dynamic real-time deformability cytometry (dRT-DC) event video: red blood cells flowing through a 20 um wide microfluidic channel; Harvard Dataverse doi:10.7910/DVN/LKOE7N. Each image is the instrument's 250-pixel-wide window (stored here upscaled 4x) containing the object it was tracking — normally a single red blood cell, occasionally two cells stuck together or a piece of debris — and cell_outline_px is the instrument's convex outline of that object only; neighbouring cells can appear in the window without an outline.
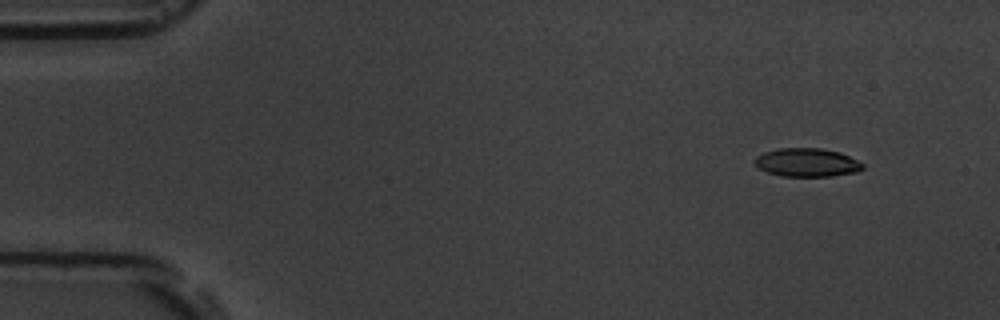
{"species": "common noctule bat (a hibernating species)", "species_latin": "Nyctalus noctula", "temperature_condition": "room temperature", "stored_images_in_passage": 5, "camera_frame_rate_fps": 3000, "um_per_image_px": 0.085, "animal": {"sex": "male", "body_mass_g": 19.5, "forearm_length_mm": 54.6}, "frame": {"image": 1, "passage_image": 1, "time_ms": 0.0, "image_size_px": [1000, 320], "cell_outline_px": [[864, 168], [856, 172], [832, 176], [780, 176], [768, 172], [752, 164], [752, 160], [756, 156], [764, 152], [780, 148], [820, 148], [840, 152], [864, 164]], "centroid_in_image_um": [68.55, 13.81], "position_along_channel_um": 16.4, "area_um2": 17.98}}
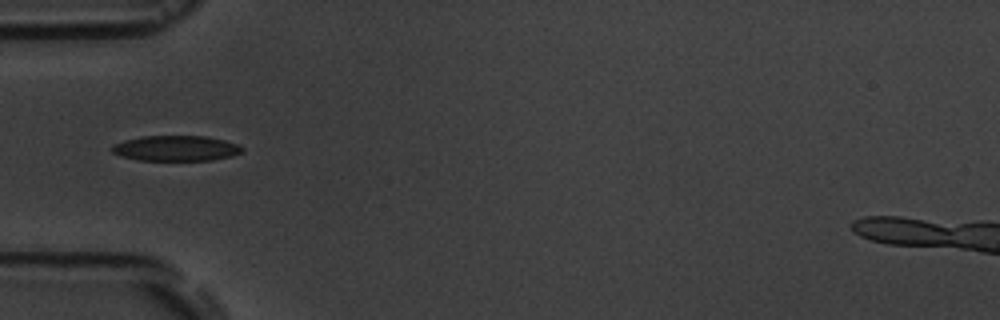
{"frame": {"image": 2, "passage_image": 4, "time_ms": 4.333, "image_size_px": [1000, 320], "cell_outline_px": [[244, 152], [232, 156], [212, 160], [136, 160], [120, 156], [112, 152], [112, 144], [124, 140], [140, 136], [204, 136], [224, 140], [240, 144], [244, 148]], "centroid_in_image_um": [14.97, 12.6], "position_along_channel_um": 70.0, "area_um2": 19.48}}
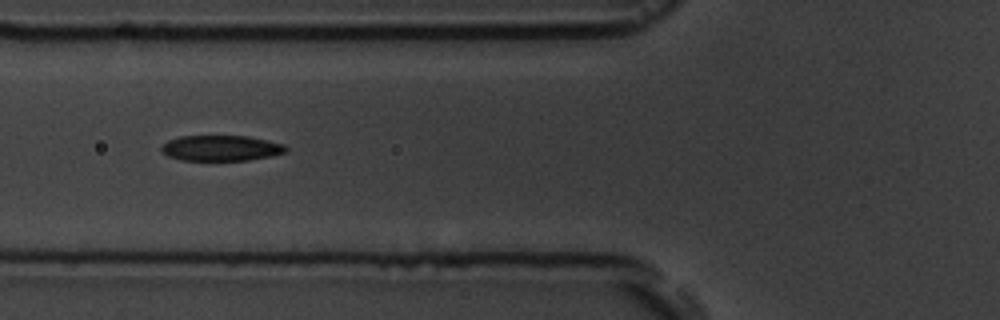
{"frame": {"image": 3, "passage_image": 5, "time_ms": 5.333, "image_size_px": [1000, 320], "cell_outline_px": [[288, 148], [284, 152], [272, 156], [248, 160], [180, 160], [168, 156], [160, 152], [160, 148], [168, 140], [180, 136], [248, 136], [268, 140], [284, 144]], "centroid_in_image_um": [18.77, 12.59], "position_along_channel_um": 107.0, "area_um2": 18.61}}